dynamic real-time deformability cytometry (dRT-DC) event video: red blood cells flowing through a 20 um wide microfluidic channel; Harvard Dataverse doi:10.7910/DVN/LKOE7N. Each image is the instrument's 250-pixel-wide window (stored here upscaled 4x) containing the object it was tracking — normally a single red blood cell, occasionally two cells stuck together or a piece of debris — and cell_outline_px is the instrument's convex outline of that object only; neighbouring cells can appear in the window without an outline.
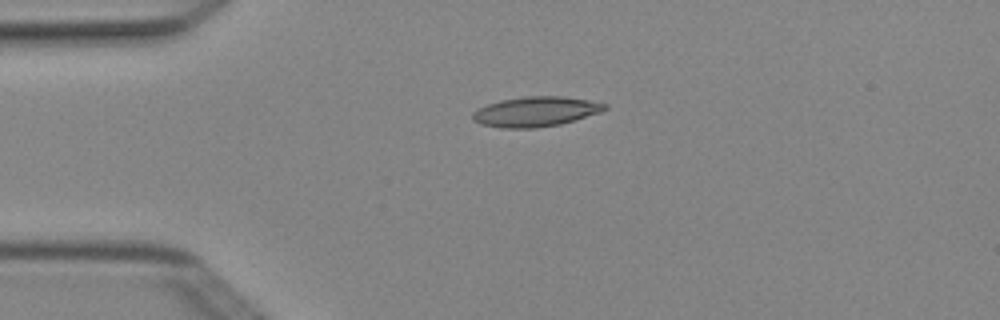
{"species": "Egyptian fruit bat (a non-hibernating species)", "species_latin": "Rousettus aegyptiacus", "temperature_condition": "cold", "stored_images_in_passage": 5, "camera_frame_rate_fps": 3000, "um_per_image_px": 0.085, "animal": {"sex": "female"}, "frame": {"image": 1, "passage_image": 4, "time_ms": 1.0, "image_size_px": [1000, 320], "cell_outline_px": [[608, 108], [600, 112], [560, 124], [536, 128], [500, 128], [480, 124], [472, 120], [472, 112], [476, 108], [500, 100], [524, 96], [560, 96], [588, 100], [608, 104]], "centroid_in_image_um": [45.48, 9.49], "position_along_channel_um": 39.5, "area_um2": 23.12}}